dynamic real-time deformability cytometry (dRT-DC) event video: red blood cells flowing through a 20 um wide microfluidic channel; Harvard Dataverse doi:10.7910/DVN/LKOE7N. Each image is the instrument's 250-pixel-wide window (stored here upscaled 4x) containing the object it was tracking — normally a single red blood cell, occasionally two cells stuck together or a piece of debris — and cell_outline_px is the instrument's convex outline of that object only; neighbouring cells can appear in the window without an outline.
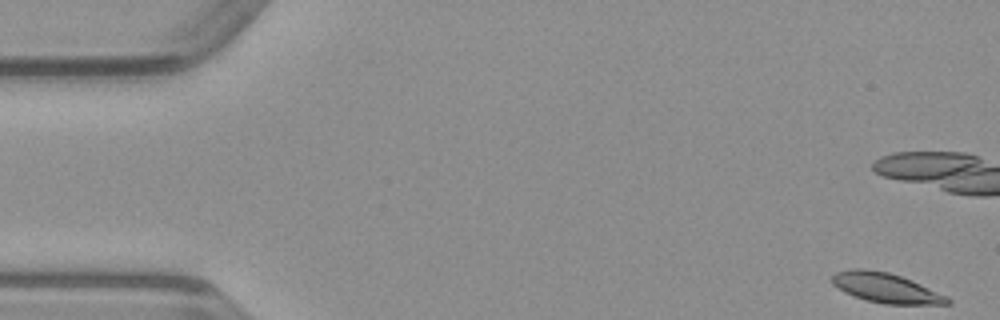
{"species": "common noctule bat (a hibernating species)", "species_latin": "Nyctalus noctula", "temperature_condition": "warm", "stored_images_in_passage": 29, "camera_frame_rate_fps": 3000, "um_per_image_px": 0.085, "animal": {"sex": "male", "body_mass_g": 23.1, "forearm_length_mm": 52.7}, "frame": {"image": 1, "passage_image": 1, "time_ms": 0.0, "image_size_px": [1000, 320], "cell_outline_px": [[952, 300], [948, 304], [884, 304], [868, 300], [844, 292], [832, 284], [832, 276], [836, 272], [852, 268], [864, 268], [888, 272], [912, 280], [948, 296]], "centroid_in_image_um": [75.31, 24.46], "position_along_channel_um": 9.7, "area_um2": 19.94}}